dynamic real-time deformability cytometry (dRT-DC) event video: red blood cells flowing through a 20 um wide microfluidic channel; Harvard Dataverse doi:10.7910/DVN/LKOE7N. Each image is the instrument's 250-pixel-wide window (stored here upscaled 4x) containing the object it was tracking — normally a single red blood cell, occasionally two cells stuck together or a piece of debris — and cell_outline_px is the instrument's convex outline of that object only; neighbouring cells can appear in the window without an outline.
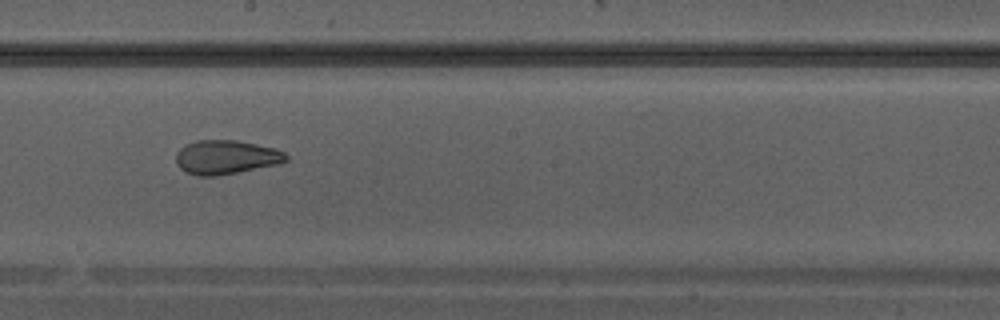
{"species": "Egyptian fruit bat (a non-hibernating species)", "species_latin": "Rousettus aegyptiacus", "temperature_condition": "warm", "stored_images_in_passage": 35, "camera_frame_rate_fps": 3000, "um_per_image_px": 0.085, "animal": {"sex": "male"}, "frame": {"image": 1, "passage_image": 20, "time_ms": 6.333, "image_size_px": [1000, 320], "cell_outline_px": [[288, 160], [280, 164], [216, 176], [200, 176], [184, 172], [176, 164], [176, 152], [180, 148], [196, 140], [236, 140], [276, 148], [284, 152], [288, 156]], "centroid_in_image_um": [19.22, 13.36], "position_along_channel_um": 229.0, "area_um2": 21.96}}